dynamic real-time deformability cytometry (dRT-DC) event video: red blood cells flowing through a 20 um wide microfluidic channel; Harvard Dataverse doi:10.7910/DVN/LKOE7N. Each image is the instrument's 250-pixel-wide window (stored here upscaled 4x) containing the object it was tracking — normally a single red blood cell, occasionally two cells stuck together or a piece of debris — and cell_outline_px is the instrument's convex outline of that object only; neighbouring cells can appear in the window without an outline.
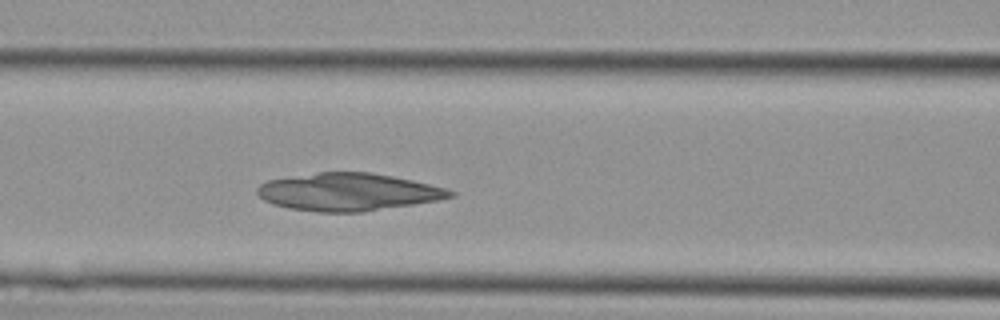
{"species": "Egyptian fruit bat (a non-hibernating species)", "species_latin": "Rousettus aegyptiacus", "temperature_condition": "cold", "stored_images_in_passage": 26, "camera_frame_rate_fps": 3000, "um_per_image_px": 0.085, "animal": {"sex": "female"}, "frame": {"image": 1, "passage_image": 7, "time_ms": 2.0, "image_size_px": [1000, 320], "cell_outline_px": [[456, 196], [440, 200], [360, 212], [320, 212], [288, 208], [272, 204], [264, 200], [256, 192], [256, 188], [260, 184], [268, 180], [320, 172], [368, 172], [392, 176], [412, 180], [448, 188], [456, 192]], "centroid_in_image_um": [29.62, 16.32], "position_along_channel_um": 137.0, "area_um2": 42.19}}
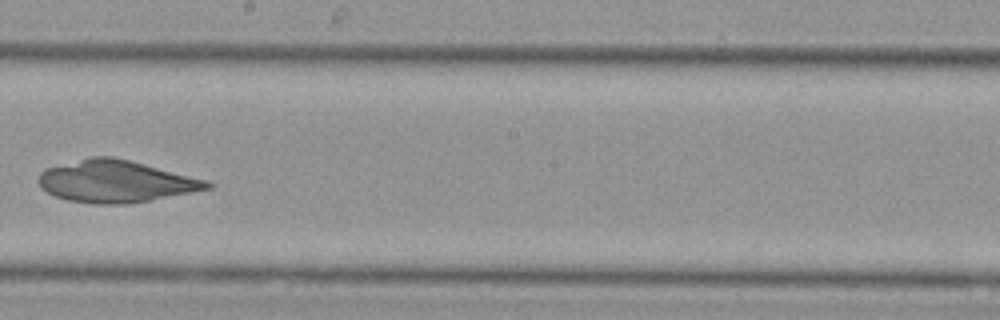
{"frame": {"image": 2, "passage_image": 13, "time_ms": 4.0, "image_size_px": [1000, 320], "cell_outline_px": [[216, 184], [212, 188], [152, 200], [128, 204], [96, 204], [68, 200], [56, 196], [40, 188], [36, 180], [40, 172], [44, 168], [88, 156], [112, 156], [208, 180]], "centroid_in_image_um": [9.81, 15.41], "position_along_channel_um": 238.4, "area_um2": 41.62}}
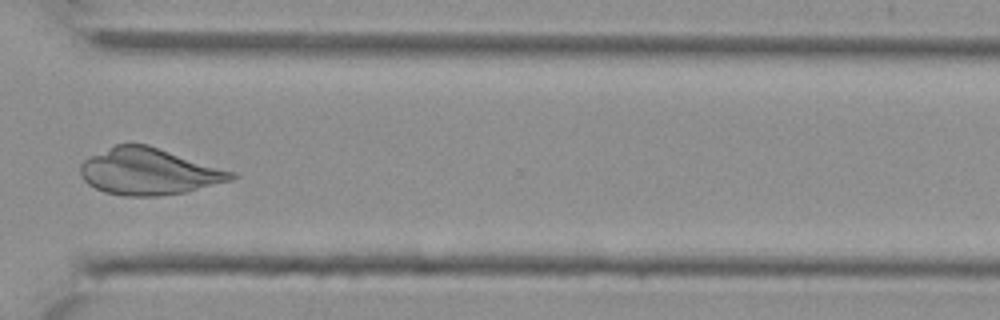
{"frame": {"image": 3, "passage_image": 20, "time_ms": 6.333, "image_size_px": [1000, 320], "cell_outline_px": [[240, 176], [232, 180], [184, 192], [160, 196], [124, 196], [104, 192], [88, 184], [80, 176], [80, 164], [84, 160], [116, 144], [148, 144], [236, 172]], "centroid_in_image_um": [12.68, 14.58], "position_along_channel_um": 357.9, "area_um2": 40.98}}